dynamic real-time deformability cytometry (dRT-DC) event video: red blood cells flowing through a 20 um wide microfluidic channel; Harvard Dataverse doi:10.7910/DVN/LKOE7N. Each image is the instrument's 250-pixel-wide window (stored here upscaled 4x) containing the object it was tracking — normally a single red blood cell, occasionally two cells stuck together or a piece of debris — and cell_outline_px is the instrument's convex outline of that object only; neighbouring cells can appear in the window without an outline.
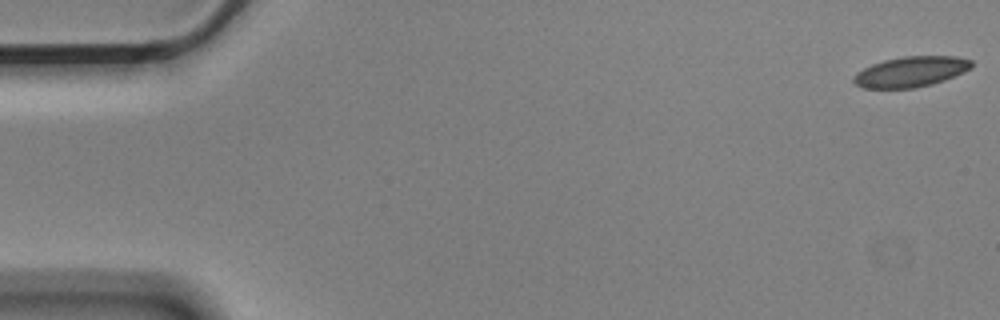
{"species": "Egyptian fruit bat (a non-hibernating species)", "species_latin": "Rousettus aegyptiacus", "temperature_condition": "cold", "stored_images_in_passage": 57, "camera_frame_rate_fps": 3000, "um_per_image_px": 0.085, "animal": {"sex": "male"}, "frame": {"image": 1, "passage_image": 1, "time_ms": 0.0, "image_size_px": [1000, 320], "cell_outline_px": [[972, 68], [964, 72], [944, 80], [932, 84], [916, 88], [864, 88], [856, 84], [852, 80], [852, 76], [856, 72], [872, 64], [884, 60], [904, 56], [956, 56], [972, 60]], "centroid_in_image_um": [77.42, 6.09], "position_along_channel_um": 7.6, "area_um2": 20.98}}
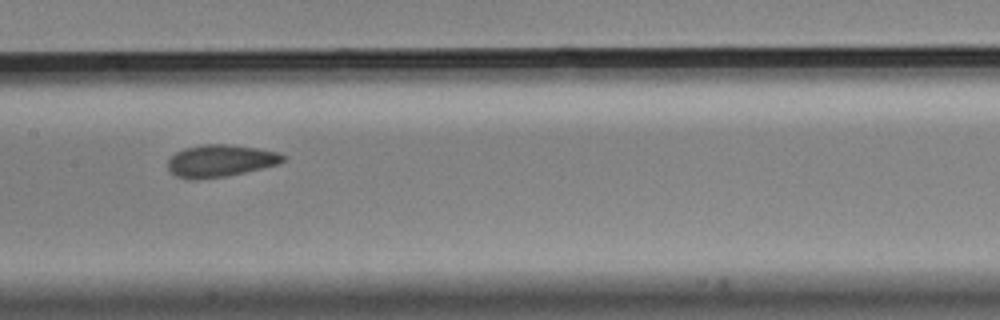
{"frame": {"image": 2, "passage_image": 28, "time_ms": 9.0, "image_size_px": [1000, 320], "cell_outline_px": [[288, 156], [280, 164], [228, 176], [196, 180], [188, 180], [176, 176], [168, 168], [168, 160], [176, 152], [184, 148], [204, 144], [224, 144], [256, 148], [280, 152]], "centroid_in_image_um": [18.76, 13.68], "position_along_channel_um": 188.6, "area_um2": 21.79}}
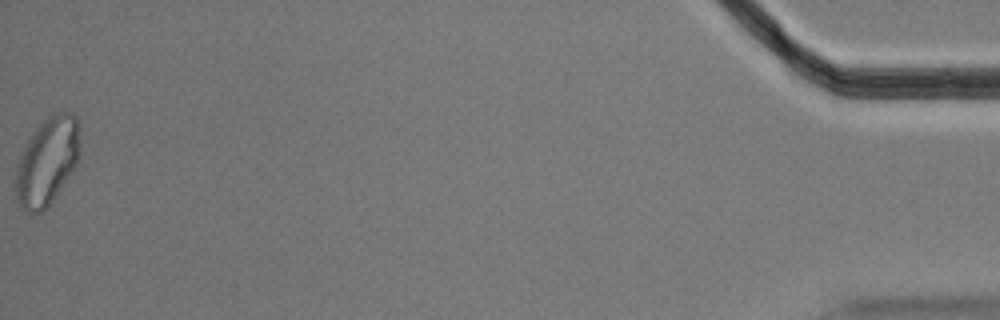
{"frame": {"image": 3, "passage_image": 57, "time_ms": 18.667, "image_size_px": [1000, 320], "cell_outline_px": [[80, 152], [76, 164], [72, 172], [52, 200], [40, 212], [28, 212], [20, 208], [16, 200], [16, 164], [32, 132], [52, 112], [72, 112], [80, 120]], "centroid_in_image_um": [4.03, 13.66], "position_along_channel_um": 431.2, "area_um2": 32.95}, "authors_computed_cell_mechanics": {"area_um2": 21.8484, "velocity_mm_per_s": 3.5236, "shape_relaxation_time_tau1_ms": 9.4044, "shape_relaxation_time_tau2_ms": 1.6292, "deformation_change_tau1": 0.1387, "deformation_change_tau2": 0.0715}}